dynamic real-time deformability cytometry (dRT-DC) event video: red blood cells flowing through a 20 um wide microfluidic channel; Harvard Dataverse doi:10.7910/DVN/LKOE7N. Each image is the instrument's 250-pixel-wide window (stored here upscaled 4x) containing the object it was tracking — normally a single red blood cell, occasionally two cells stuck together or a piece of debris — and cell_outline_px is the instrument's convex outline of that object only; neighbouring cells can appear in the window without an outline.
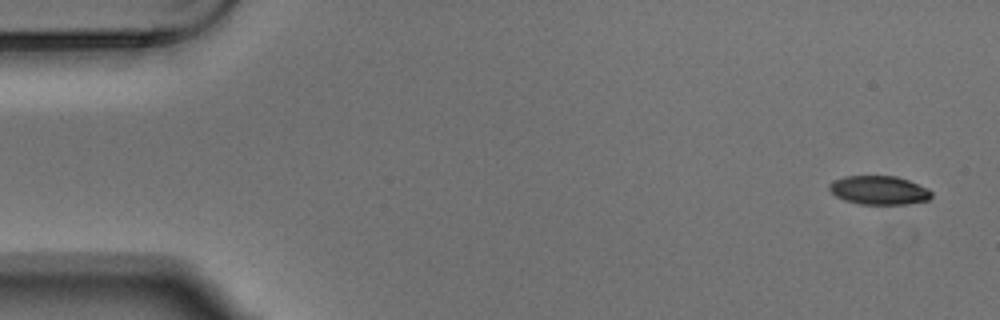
{"species": "Egyptian fruit bat (a non-hibernating species)", "species_latin": "Rousettus aegyptiacus", "temperature_condition": "warm", "stored_images_in_passage": 3, "camera_frame_rate_fps": 3000, "um_per_image_px": 0.085, "animal": {"sex": "male"}, "frame": {"image": 1, "passage_image": 1, "time_ms": 0.0, "image_size_px": [1000, 320], "cell_outline_px": [[932, 196], [928, 200], [908, 204], [860, 204], [844, 200], [836, 196], [828, 188], [828, 184], [832, 180], [844, 176], [896, 176], [908, 180], [928, 188], [932, 192]], "centroid_in_image_um": [74.7, 16.16], "position_along_channel_um": 10.3, "area_um2": 17.22}}